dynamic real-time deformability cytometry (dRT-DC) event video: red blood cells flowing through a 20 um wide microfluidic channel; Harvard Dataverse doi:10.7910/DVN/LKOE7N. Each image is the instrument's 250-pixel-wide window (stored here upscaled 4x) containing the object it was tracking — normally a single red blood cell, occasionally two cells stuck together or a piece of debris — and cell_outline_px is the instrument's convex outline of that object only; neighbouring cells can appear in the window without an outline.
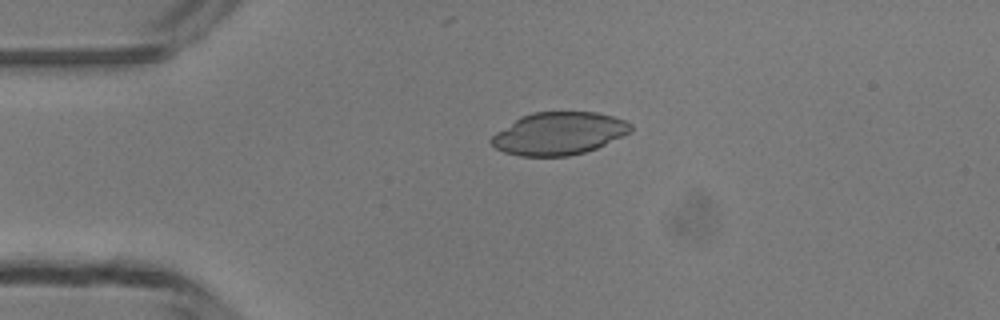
{"species": "common noctule bat (a hibernating species)", "species_latin": "Nyctalus noctula", "temperature_condition": "room temperature", "stored_images_in_passage": 4, "camera_frame_rate_fps": 3000, "um_per_image_px": 0.085, "animal": {"sex": "male", "body_mass_g": 13.3}, "frame": {"image": 1, "passage_image": 3, "time_ms": 3.333, "image_size_px": [1000, 320], "cell_outline_px": [[632, 128], [628, 132], [596, 148], [584, 152], [568, 156], [520, 156], [504, 152], [496, 148], [488, 140], [496, 132], [520, 116], [532, 112], [596, 112], [612, 116], [624, 120], [632, 124]], "centroid_in_image_um": [47.45, 11.34], "position_along_channel_um": 37.6, "area_um2": 34.33}}